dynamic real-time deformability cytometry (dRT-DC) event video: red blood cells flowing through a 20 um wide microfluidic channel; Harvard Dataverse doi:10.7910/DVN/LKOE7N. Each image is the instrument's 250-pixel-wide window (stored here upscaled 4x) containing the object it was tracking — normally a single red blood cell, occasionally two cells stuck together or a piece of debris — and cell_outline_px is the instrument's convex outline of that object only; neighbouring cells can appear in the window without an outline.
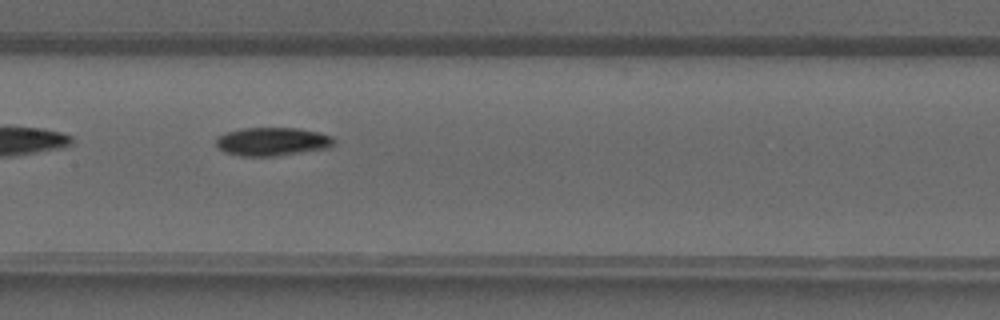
{"species": "common noctule bat (a hibernating species)", "species_latin": "Nyctalus noctula", "temperature_condition": "warm", "stored_images_in_passage": 26, "camera_frame_rate_fps": 3000, "um_per_image_px": 0.085, "animal": {"sex": "male", "forearm_length_mm": 52.5}, "frame": {"image": 1, "passage_image": 8, "time_ms": 2.333, "image_size_px": [1000, 320], "cell_outline_px": [[336, 144], [328, 148], [276, 156], [240, 156], [224, 152], [216, 144], [216, 136], [240, 128], [300, 128], [320, 132], [332, 136], [336, 140]], "centroid_in_image_um": [23.18, 12.03], "position_along_channel_um": 184.2, "area_um2": 19.71}}